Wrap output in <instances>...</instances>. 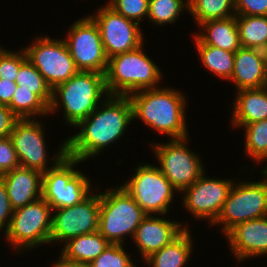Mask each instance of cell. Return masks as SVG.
<instances>
[{
  "instance_id": "cell-34",
  "label": "cell",
  "mask_w": 267,
  "mask_h": 267,
  "mask_svg": "<svg viewBox=\"0 0 267 267\" xmlns=\"http://www.w3.org/2000/svg\"><path fill=\"white\" fill-rule=\"evenodd\" d=\"M27 59L24 48L13 51L0 45V79L16 81L20 65Z\"/></svg>"
},
{
  "instance_id": "cell-18",
  "label": "cell",
  "mask_w": 267,
  "mask_h": 267,
  "mask_svg": "<svg viewBox=\"0 0 267 267\" xmlns=\"http://www.w3.org/2000/svg\"><path fill=\"white\" fill-rule=\"evenodd\" d=\"M229 251L238 264L267 255V216L239 223L225 235ZM267 257V256H266Z\"/></svg>"
},
{
  "instance_id": "cell-40",
  "label": "cell",
  "mask_w": 267,
  "mask_h": 267,
  "mask_svg": "<svg viewBox=\"0 0 267 267\" xmlns=\"http://www.w3.org/2000/svg\"><path fill=\"white\" fill-rule=\"evenodd\" d=\"M56 258L58 259L53 262L50 261L52 263L50 267H90L89 263L68 261L63 259L60 255Z\"/></svg>"
},
{
  "instance_id": "cell-23",
  "label": "cell",
  "mask_w": 267,
  "mask_h": 267,
  "mask_svg": "<svg viewBox=\"0 0 267 267\" xmlns=\"http://www.w3.org/2000/svg\"><path fill=\"white\" fill-rule=\"evenodd\" d=\"M193 235L189 228H186L170 244L164 246L151 256L146 258L143 263L146 267H186L188 261L194 254ZM148 265V266H147Z\"/></svg>"
},
{
  "instance_id": "cell-17",
  "label": "cell",
  "mask_w": 267,
  "mask_h": 267,
  "mask_svg": "<svg viewBox=\"0 0 267 267\" xmlns=\"http://www.w3.org/2000/svg\"><path fill=\"white\" fill-rule=\"evenodd\" d=\"M166 216L147 215L139 224L131 244H134L136 251L140 252L138 259H136L137 263L141 260L140 256L144 261L153 253L170 244L190 226L184 221L169 219L170 215L167 216L168 218Z\"/></svg>"
},
{
  "instance_id": "cell-13",
  "label": "cell",
  "mask_w": 267,
  "mask_h": 267,
  "mask_svg": "<svg viewBox=\"0 0 267 267\" xmlns=\"http://www.w3.org/2000/svg\"><path fill=\"white\" fill-rule=\"evenodd\" d=\"M68 27L63 39L78 71L105 74L108 58L103 48L100 29L94 19L88 14Z\"/></svg>"
},
{
  "instance_id": "cell-24",
  "label": "cell",
  "mask_w": 267,
  "mask_h": 267,
  "mask_svg": "<svg viewBox=\"0 0 267 267\" xmlns=\"http://www.w3.org/2000/svg\"><path fill=\"white\" fill-rule=\"evenodd\" d=\"M110 243L98 232L80 235L63 244L59 251L68 261L90 263L94 261Z\"/></svg>"
},
{
  "instance_id": "cell-21",
  "label": "cell",
  "mask_w": 267,
  "mask_h": 267,
  "mask_svg": "<svg viewBox=\"0 0 267 267\" xmlns=\"http://www.w3.org/2000/svg\"><path fill=\"white\" fill-rule=\"evenodd\" d=\"M230 121L232 128L267 119V86L236 91ZM237 128V129H236Z\"/></svg>"
},
{
  "instance_id": "cell-9",
  "label": "cell",
  "mask_w": 267,
  "mask_h": 267,
  "mask_svg": "<svg viewBox=\"0 0 267 267\" xmlns=\"http://www.w3.org/2000/svg\"><path fill=\"white\" fill-rule=\"evenodd\" d=\"M137 163L138 166L131 172L133 175H129L120 185L147 215H169L170 207L178 197V191L156 164Z\"/></svg>"
},
{
  "instance_id": "cell-14",
  "label": "cell",
  "mask_w": 267,
  "mask_h": 267,
  "mask_svg": "<svg viewBox=\"0 0 267 267\" xmlns=\"http://www.w3.org/2000/svg\"><path fill=\"white\" fill-rule=\"evenodd\" d=\"M205 171L191 186L183 190L179 195L180 206L188 211L196 221H207L212 225L227 200L234 179L206 176ZM183 195V196H181ZM183 197V198H182ZM182 202V203H181Z\"/></svg>"
},
{
  "instance_id": "cell-22",
  "label": "cell",
  "mask_w": 267,
  "mask_h": 267,
  "mask_svg": "<svg viewBox=\"0 0 267 267\" xmlns=\"http://www.w3.org/2000/svg\"><path fill=\"white\" fill-rule=\"evenodd\" d=\"M193 33L203 44L214 46L229 52H236L241 48L236 15L202 22Z\"/></svg>"
},
{
  "instance_id": "cell-39",
  "label": "cell",
  "mask_w": 267,
  "mask_h": 267,
  "mask_svg": "<svg viewBox=\"0 0 267 267\" xmlns=\"http://www.w3.org/2000/svg\"><path fill=\"white\" fill-rule=\"evenodd\" d=\"M17 88L15 81L0 79V104L8 105Z\"/></svg>"
},
{
  "instance_id": "cell-15",
  "label": "cell",
  "mask_w": 267,
  "mask_h": 267,
  "mask_svg": "<svg viewBox=\"0 0 267 267\" xmlns=\"http://www.w3.org/2000/svg\"><path fill=\"white\" fill-rule=\"evenodd\" d=\"M98 185L79 204L53 210L50 244L60 246L77 236L98 231L101 184Z\"/></svg>"
},
{
  "instance_id": "cell-19",
  "label": "cell",
  "mask_w": 267,
  "mask_h": 267,
  "mask_svg": "<svg viewBox=\"0 0 267 267\" xmlns=\"http://www.w3.org/2000/svg\"><path fill=\"white\" fill-rule=\"evenodd\" d=\"M235 91L267 86L266 52L241 47L235 52L234 68L229 80Z\"/></svg>"
},
{
  "instance_id": "cell-27",
  "label": "cell",
  "mask_w": 267,
  "mask_h": 267,
  "mask_svg": "<svg viewBox=\"0 0 267 267\" xmlns=\"http://www.w3.org/2000/svg\"><path fill=\"white\" fill-rule=\"evenodd\" d=\"M241 46L267 49V16L236 15Z\"/></svg>"
},
{
  "instance_id": "cell-7",
  "label": "cell",
  "mask_w": 267,
  "mask_h": 267,
  "mask_svg": "<svg viewBox=\"0 0 267 267\" xmlns=\"http://www.w3.org/2000/svg\"><path fill=\"white\" fill-rule=\"evenodd\" d=\"M52 212V208L42 197L13 210L9 227L3 233L5 243L8 242V246L11 245L12 251L17 255L49 245Z\"/></svg>"
},
{
  "instance_id": "cell-5",
  "label": "cell",
  "mask_w": 267,
  "mask_h": 267,
  "mask_svg": "<svg viewBox=\"0 0 267 267\" xmlns=\"http://www.w3.org/2000/svg\"><path fill=\"white\" fill-rule=\"evenodd\" d=\"M101 189L98 232L110 244L127 245L147 214L121 185Z\"/></svg>"
},
{
  "instance_id": "cell-2",
  "label": "cell",
  "mask_w": 267,
  "mask_h": 267,
  "mask_svg": "<svg viewBox=\"0 0 267 267\" xmlns=\"http://www.w3.org/2000/svg\"><path fill=\"white\" fill-rule=\"evenodd\" d=\"M133 110V122L142 123L159 136L178 139L189 136L187 127L188 97L173 86L146 89L128 96ZM138 119V120H137Z\"/></svg>"
},
{
  "instance_id": "cell-30",
  "label": "cell",
  "mask_w": 267,
  "mask_h": 267,
  "mask_svg": "<svg viewBox=\"0 0 267 267\" xmlns=\"http://www.w3.org/2000/svg\"><path fill=\"white\" fill-rule=\"evenodd\" d=\"M189 13L198 26L202 22L235 16V0H189Z\"/></svg>"
},
{
  "instance_id": "cell-25",
  "label": "cell",
  "mask_w": 267,
  "mask_h": 267,
  "mask_svg": "<svg viewBox=\"0 0 267 267\" xmlns=\"http://www.w3.org/2000/svg\"><path fill=\"white\" fill-rule=\"evenodd\" d=\"M192 39L200 59L199 63L202 62L201 66L215 77L229 81L234 68L235 52L203 44L193 33Z\"/></svg>"
},
{
  "instance_id": "cell-33",
  "label": "cell",
  "mask_w": 267,
  "mask_h": 267,
  "mask_svg": "<svg viewBox=\"0 0 267 267\" xmlns=\"http://www.w3.org/2000/svg\"><path fill=\"white\" fill-rule=\"evenodd\" d=\"M114 11L142 25L147 20L149 0H109L106 3Z\"/></svg>"
},
{
  "instance_id": "cell-16",
  "label": "cell",
  "mask_w": 267,
  "mask_h": 267,
  "mask_svg": "<svg viewBox=\"0 0 267 267\" xmlns=\"http://www.w3.org/2000/svg\"><path fill=\"white\" fill-rule=\"evenodd\" d=\"M90 13L100 29L107 58L135 50L146 42L140 24L114 11L106 1L94 14Z\"/></svg>"
},
{
  "instance_id": "cell-20",
  "label": "cell",
  "mask_w": 267,
  "mask_h": 267,
  "mask_svg": "<svg viewBox=\"0 0 267 267\" xmlns=\"http://www.w3.org/2000/svg\"><path fill=\"white\" fill-rule=\"evenodd\" d=\"M6 186L13 210L24 207L42 197L43 173L25 167H17L0 175Z\"/></svg>"
},
{
  "instance_id": "cell-36",
  "label": "cell",
  "mask_w": 267,
  "mask_h": 267,
  "mask_svg": "<svg viewBox=\"0 0 267 267\" xmlns=\"http://www.w3.org/2000/svg\"><path fill=\"white\" fill-rule=\"evenodd\" d=\"M235 15L267 16V0H235Z\"/></svg>"
},
{
  "instance_id": "cell-31",
  "label": "cell",
  "mask_w": 267,
  "mask_h": 267,
  "mask_svg": "<svg viewBox=\"0 0 267 267\" xmlns=\"http://www.w3.org/2000/svg\"><path fill=\"white\" fill-rule=\"evenodd\" d=\"M15 82L19 85V89L34 90V94L38 95L48 106H50L52 89L48 86L44 77L28 58L20 65Z\"/></svg>"
},
{
  "instance_id": "cell-35",
  "label": "cell",
  "mask_w": 267,
  "mask_h": 267,
  "mask_svg": "<svg viewBox=\"0 0 267 267\" xmlns=\"http://www.w3.org/2000/svg\"><path fill=\"white\" fill-rule=\"evenodd\" d=\"M20 166L10 137L0 139V175Z\"/></svg>"
},
{
  "instance_id": "cell-29",
  "label": "cell",
  "mask_w": 267,
  "mask_h": 267,
  "mask_svg": "<svg viewBox=\"0 0 267 267\" xmlns=\"http://www.w3.org/2000/svg\"><path fill=\"white\" fill-rule=\"evenodd\" d=\"M183 12L189 14V0H149L147 20L164 28L179 21Z\"/></svg>"
},
{
  "instance_id": "cell-37",
  "label": "cell",
  "mask_w": 267,
  "mask_h": 267,
  "mask_svg": "<svg viewBox=\"0 0 267 267\" xmlns=\"http://www.w3.org/2000/svg\"><path fill=\"white\" fill-rule=\"evenodd\" d=\"M12 215L13 209L8 198L7 189L0 179V234H3L1 233L3 231L4 233L7 231Z\"/></svg>"
},
{
  "instance_id": "cell-3",
  "label": "cell",
  "mask_w": 267,
  "mask_h": 267,
  "mask_svg": "<svg viewBox=\"0 0 267 267\" xmlns=\"http://www.w3.org/2000/svg\"><path fill=\"white\" fill-rule=\"evenodd\" d=\"M105 74L78 71L73 77L52 90L49 115L62 109V117L67 127L74 128L86 119L108 96ZM62 107V108H61Z\"/></svg>"
},
{
  "instance_id": "cell-38",
  "label": "cell",
  "mask_w": 267,
  "mask_h": 267,
  "mask_svg": "<svg viewBox=\"0 0 267 267\" xmlns=\"http://www.w3.org/2000/svg\"><path fill=\"white\" fill-rule=\"evenodd\" d=\"M19 118L7 105L0 104V139L9 137Z\"/></svg>"
},
{
  "instance_id": "cell-10",
  "label": "cell",
  "mask_w": 267,
  "mask_h": 267,
  "mask_svg": "<svg viewBox=\"0 0 267 267\" xmlns=\"http://www.w3.org/2000/svg\"><path fill=\"white\" fill-rule=\"evenodd\" d=\"M190 136L169 139L166 142H150L155 163L162 174L180 194L191 186L205 171L201 154L190 149Z\"/></svg>"
},
{
  "instance_id": "cell-1",
  "label": "cell",
  "mask_w": 267,
  "mask_h": 267,
  "mask_svg": "<svg viewBox=\"0 0 267 267\" xmlns=\"http://www.w3.org/2000/svg\"><path fill=\"white\" fill-rule=\"evenodd\" d=\"M133 124V110L128 96L108 95L97 108L66 137L67 155L82 162L99 157L112 144L125 138Z\"/></svg>"
},
{
  "instance_id": "cell-6",
  "label": "cell",
  "mask_w": 267,
  "mask_h": 267,
  "mask_svg": "<svg viewBox=\"0 0 267 267\" xmlns=\"http://www.w3.org/2000/svg\"><path fill=\"white\" fill-rule=\"evenodd\" d=\"M261 172V173H260ZM257 181L240 179L233 183L227 200L212 227H220L223 236L235 225L267 216V170L258 171ZM242 180V181H240ZM247 180V181H246ZM259 180V181H258Z\"/></svg>"
},
{
  "instance_id": "cell-8",
  "label": "cell",
  "mask_w": 267,
  "mask_h": 267,
  "mask_svg": "<svg viewBox=\"0 0 267 267\" xmlns=\"http://www.w3.org/2000/svg\"><path fill=\"white\" fill-rule=\"evenodd\" d=\"M84 163L66 155L54 168L43 173L42 198L52 210L79 204L97 186L78 167ZM77 167V168H76Z\"/></svg>"
},
{
  "instance_id": "cell-12",
  "label": "cell",
  "mask_w": 267,
  "mask_h": 267,
  "mask_svg": "<svg viewBox=\"0 0 267 267\" xmlns=\"http://www.w3.org/2000/svg\"><path fill=\"white\" fill-rule=\"evenodd\" d=\"M35 36L24 50L28 60L44 77L53 90L56 86L73 77L78 69L63 38L47 34Z\"/></svg>"
},
{
  "instance_id": "cell-28",
  "label": "cell",
  "mask_w": 267,
  "mask_h": 267,
  "mask_svg": "<svg viewBox=\"0 0 267 267\" xmlns=\"http://www.w3.org/2000/svg\"><path fill=\"white\" fill-rule=\"evenodd\" d=\"M7 106L19 119L49 118V106L34 90L19 89V85Z\"/></svg>"
},
{
  "instance_id": "cell-11",
  "label": "cell",
  "mask_w": 267,
  "mask_h": 267,
  "mask_svg": "<svg viewBox=\"0 0 267 267\" xmlns=\"http://www.w3.org/2000/svg\"><path fill=\"white\" fill-rule=\"evenodd\" d=\"M44 123V124H43ZM45 122L37 119H19L10 134L21 167L45 173L67 155L66 138L58 144L53 158L48 153ZM46 139V140H45ZM49 157H48V155ZM51 161H50V160ZM50 164V165H49Z\"/></svg>"
},
{
  "instance_id": "cell-26",
  "label": "cell",
  "mask_w": 267,
  "mask_h": 267,
  "mask_svg": "<svg viewBox=\"0 0 267 267\" xmlns=\"http://www.w3.org/2000/svg\"><path fill=\"white\" fill-rule=\"evenodd\" d=\"M241 129L244 130L245 158L256 165L265 163L261 170H267V119L244 125Z\"/></svg>"
},
{
  "instance_id": "cell-4",
  "label": "cell",
  "mask_w": 267,
  "mask_h": 267,
  "mask_svg": "<svg viewBox=\"0 0 267 267\" xmlns=\"http://www.w3.org/2000/svg\"><path fill=\"white\" fill-rule=\"evenodd\" d=\"M144 45L108 58L105 86L109 95L129 96L141 90L161 87L165 74L145 52Z\"/></svg>"
},
{
  "instance_id": "cell-32",
  "label": "cell",
  "mask_w": 267,
  "mask_h": 267,
  "mask_svg": "<svg viewBox=\"0 0 267 267\" xmlns=\"http://www.w3.org/2000/svg\"><path fill=\"white\" fill-rule=\"evenodd\" d=\"M121 244H109L105 250L92 262L90 267H136L137 258L132 257L136 254H128L127 248ZM132 255V256H130Z\"/></svg>"
}]
</instances>
